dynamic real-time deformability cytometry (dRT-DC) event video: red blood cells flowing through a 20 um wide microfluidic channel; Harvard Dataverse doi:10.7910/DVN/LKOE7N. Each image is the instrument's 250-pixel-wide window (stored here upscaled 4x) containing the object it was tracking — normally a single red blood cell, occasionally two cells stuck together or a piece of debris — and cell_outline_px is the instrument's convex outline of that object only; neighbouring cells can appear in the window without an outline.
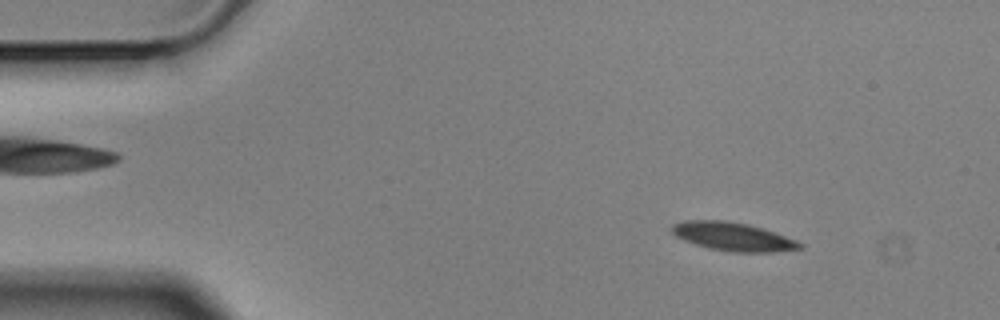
{"species": "Egyptian fruit bat (a non-hibernating species)", "species_latin": "Rousettus aegyptiacus", "temperature_condition": "cold", "stored_images_in_passage": 3, "camera_frame_rate_fps": 3000, "um_per_image_px": 0.085, "animal": {"sex": "male"}, "frame": {"image": 1, "passage_image": 1, "time_ms": 0.0, "image_size_px": [1000, 320], "cell_outline_px": [[804, 248], [772, 252], [732, 252], [708, 248], [684, 240], [676, 236], [672, 232], [672, 224], [684, 220], [724, 220], [748, 224], [764, 228], [796, 240], [804, 244]], "centroid_in_image_um": [62.32, 20.11], "position_along_channel_um": 22.7, "area_um2": 21.27}}